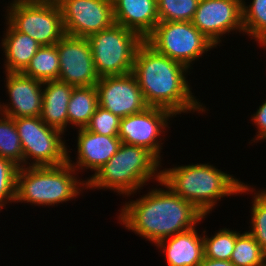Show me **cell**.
Wrapping results in <instances>:
<instances>
[{"instance_id":"13","label":"cell","mask_w":266,"mask_h":266,"mask_svg":"<svg viewBox=\"0 0 266 266\" xmlns=\"http://www.w3.org/2000/svg\"><path fill=\"white\" fill-rule=\"evenodd\" d=\"M56 46L60 63L58 80L74 87L96 86L100 77L88 39L65 34Z\"/></svg>"},{"instance_id":"25","label":"cell","mask_w":266,"mask_h":266,"mask_svg":"<svg viewBox=\"0 0 266 266\" xmlns=\"http://www.w3.org/2000/svg\"><path fill=\"white\" fill-rule=\"evenodd\" d=\"M240 231L234 229L220 228L210 237L203 231L204 257L216 260H230L236 238Z\"/></svg>"},{"instance_id":"34","label":"cell","mask_w":266,"mask_h":266,"mask_svg":"<svg viewBox=\"0 0 266 266\" xmlns=\"http://www.w3.org/2000/svg\"><path fill=\"white\" fill-rule=\"evenodd\" d=\"M30 1L59 3L61 0H30Z\"/></svg>"},{"instance_id":"3","label":"cell","mask_w":266,"mask_h":266,"mask_svg":"<svg viewBox=\"0 0 266 266\" xmlns=\"http://www.w3.org/2000/svg\"><path fill=\"white\" fill-rule=\"evenodd\" d=\"M161 181L204 216H208L223 197L239 196L240 187L244 184L233 174L208 162L164 168Z\"/></svg>"},{"instance_id":"12","label":"cell","mask_w":266,"mask_h":266,"mask_svg":"<svg viewBox=\"0 0 266 266\" xmlns=\"http://www.w3.org/2000/svg\"><path fill=\"white\" fill-rule=\"evenodd\" d=\"M58 4L67 35L88 38L115 23L112 0H61Z\"/></svg>"},{"instance_id":"26","label":"cell","mask_w":266,"mask_h":266,"mask_svg":"<svg viewBox=\"0 0 266 266\" xmlns=\"http://www.w3.org/2000/svg\"><path fill=\"white\" fill-rule=\"evenodd\" d=\"M0 157L23 167V151L14 119L0 113Z\"/></svg>"},{"instance_id":"5","label":"cell","mask_w":266,"mask_h":266,"mask_svg":"<svg viewBox=\"0 0 266 266\" xmlns=\"http://www.w3.org/2000/svg\"><path fill=\"white\" fill-rule=\"evenodd\" d=\"M78 174L68 162L57 166L19 167L14 203L53 207L73 201L87 189V181Z\"/></svg>"},{"instance_id":"30","label":"cell","mask_w":266,"mask_h":266,"mask_svg":"<svg viewBox=\"0 0 266 266\" xmlns=\"http://www.w3.org/2000/svg\"><path fill=\"white\" fill-rule=\"evenodd\" d=\"M120 121V117L98 105L85 128L100 135L118 136Z\"/></svg>"},{"instance_id":"8","label":"cell","mask_w":266,"mask_h":266,"mask_svg":"<svg viewBox=\"0 0 266 266\" xmlns=\"http://www.w3.org/2000/svg\"><path fill=\"white\" fill-rule=\"evenodd\" d=\"M158 53L178 61L190 70L204 54L217 48L192 22L159 21L145 39Z\"/></svg>"},{"instance_id":"11","label":"cell","mask_w":266,"mask_h":266,"mask_svg":"<svg viewBox=\"0 0 266 266\" xmlns=\"http://www.w3.org/2000/svg\"><path fill=\"white\" fill-rule=\"evenodd\" d=\"M192 24L216 47H221L227 34L235 31L244 35L242 0H199Z\"/></svg>"},{"instance_id":"19","label":"cell","mask_w":266,"mask_h":266,"mask_svg":"<svg viewBox=\"0 0 266 266\" xmlns=\"http://www.w3.org/2000/svg\"><path fill=\"white\" fill-rule=\"evenodd\" d=\"M74 86L60 80L43 82V105L40 118L64 134L68 130V103Z\"/></svg>"},{"instance_id":"4","label":"cell","mask_w":266,"mask_h":266,"mask_svg":"<svg viewBox=\"0 0 266 266\" xmlns=\"http://www.w3.org/2000/svg\"><path fill=\"white\" fill-rule=\"evenodd\" d=\"M161 163L149 150L122 143L109 161L87 181V190H111L125 198L133 195V198L149 181L157 185L161 180Z\"/></svg>"},{"instance_id":"32","label":"cell","mask_w":266,"mask_h":266,"mask_svg":"<svg viewBox=\"0 0 266 266\" xmlns=\"http://www.w3.org/2000/svg\"><path fill=\"white\" fill-rule=\"evenodd\" d=\"M197 266H234L230 260H216L204 257Z\"/></svg>"},{"instance_id":"18","label":"cell","mask_w":266,"mask_h":266,"mask_svg":"<svg viewBox=\"0 0 266 266\" xmlns=\"http://www.w3.org/2000/svg\"><path fill=\"white\" fill-rule=\"evenodd\" d=\"M197 226L177 233L158 242L155 246L162 251L168 266H197L204 259L203 233Z\"/></svg>"},{"instance_id":"10","label":"cell","mask_w":266,"mask_h":266,"mask_svg":"<svg viewBox=\"0 0 266 266\" xmlns=\"http://www.w3.org/2000/svg\"><path fill=\"white\" fill-rule=\"evenodd\" d=\"M174 117L166 109L149 106L141 112L121 118L118 137L124 144L149 150L162 161L164 134Z\"/></svg>"},{"instance_id":"27","label":"cell","mask_w":266,"mask_h":266,"mask_svg":"<svg viewBox=\"0 0 266 266\" xmlns=\"http://www.w3.org/2000/svg\"><path fill=\"white\" fill-rule=\"evenodd\" d=\"M251 1L242 0V22L244 35L256 41L266 34V0Z\"/></svg>"},{"instance_id":"29","label":"cell","mask_w":266,"mask_h":266,"mask_svg":"<svg viewBox=\"0 0 266 266\" xmlns=\"http://www.w3.org/2000/svg\"><path fill=\"white\" fill-rule=\"evenodd\" d=\"M18 166L6 158L0 157V211L16 198V174Z\"/></svg>"},{"instance_id":"9","label":"cell","mask_w":266,"mask_h":266,"mask_svg":"<svg viewBox=\"0 0 266 266\" xmlns=\"http://www.w3.org/2000/svg\"><path fill=\"white\" fill-rule=\"evenodd\" d=\"M23 151V167L57 166L68 161L63 132L39 117L13 118Z\"/></svg>"},{"instance_id":"22","label":"cell","mask_w":266,"mask_h":266,"mask_svg":"<svg viewBox=\"0 0 266 266\" xmlns=\"http://www.w3.org/2000/svg\"><path fill=\"white\" fill-rule=\"evenodd\" d=\"M59 68V56L55 44L41 46L22 73L41 82H47L58 80Z\"/></svg>"},{"instance_id":"1","label":"cell","mask_w":266,"mask_h":266,"mask_svg":"<svg viewBox=\"0 0 266 266\" xmlns=\"http://www.w3.org/2000/svg\"><path fill=\"white\" fill-rule=\"evenodd\" d=\"M158 186L155 189L149 188L145 195L136 200L125 201L116 219L122 227L153 245L198 226L199 222L207 218L163 181L160 180Z\"/></svg>"},{"instance_id":"31","label":"cell","mask_w":266,"mask_h":266,"mask_svg":"<svg viewBox=\"0 0 266 266\" xmlns=\"http://www.w3.org/2000/svg\"><path fill=\"white\" fill-rule=\"evenodd\" d=\"M251 122L257 128L256 135L251 138V143H258L259 141H266V99L262 102L261 105L257 108V111L251 114ZM257 126V127H256Z\"/></svg>"},{"instance_id":"6","label":"cell","mask_w":266,"mask_h":266,"mask_svg":"<svg viewBox=\"0 0 266 266\" xmlns=\"http://www.w3.org/2000/svg\"><path fill=\"white\" fill-rule=\"evenodd\" d=\"M87 39L99 77L131 73L137 49L144 42L136 32L115 23Z\"/></svg>"},{"instance_id":"17","label":"cell","mask_w":266,"mask_h":266,"mask_svg":"<svg viewBox=\"0 0 266 266\" xmlns=\"http://www.w3.org/2000/svg\"><path fill=\"white\" fill-rule=\"evenodd\" d=\"M115 24L140 35L144 40L159 22L156 0H112Z\"/></svg>"},{"instance_id":"14","label":"cell","mask_w":266,"mask_h":266,"mask_svg":"<svg viewBox=\"0 0 266 266\" xmlns=\"http://www.w3.org/2000/svg\"><path fill=\"white\" fill-rule=\"evenodd\" d=\"M98 105L120 118L146 109L148 104L131 73L100 77L96 83Z\"/></svg>"},{"instance_id":"16","label":"cell","mask_w":266,"mask_h":266,"mask_svg":"<svg viewBox=\"0 0 266 266\" xmlns=\"http://www.w3.org/2000/svg\"><path fill=\"white\" fill-rule=\"evenodd\" d=\"M77 157L75 162L72 161L70 151L68 148V163L79 173L87 171H94L86 181H88L109 159L118 151L122 141L118 136H105L87 130L86 128H79L77 130Z\"/></svg>"},{"instance_id":"21","label":"cell","mask_w":266,"mask_h":266,"mask_svg":"<svg viewBox=\"0 0 266 266\" xmlns=\"http://www.w3.org/2000/svg\"><path fill=\"white\" fill-rule=\"evenodd\" d=\"M98 106L96 86L74 87L68 103V127L85 128Z\"/></svg>"},{"instance_id":"2","label":"cell","mask_w":266,"mask_h":266,"mask_svg":"<svg viewBox=\"0 0 266 266\" xmlns=\"http://www.w3.org/2000/svg\"><path fill=\"white\" fill-rule=\"evenodd\" d=\"M188 72L191 74L185 65L158 53L144 40L137 49L132 74L148 106L166 109L174 116L203 114L209 110L193 95Z\"/></svg>"},{"instance_id":"23","label":"cell","mask_w":266,"mask_h":266,"mask_svg":"<svg viewBox=\"0 0 266 266\" xmlns=\"http://www.w3.org/2000/svg\"><path fill=\"white\" fill-rule=\"evenodd\" d=\"M255 186L249 184H243L240 187L238 194H247L250 193L252 196L251 200V219L249 220L250 226L249 233L255 238L259 243L261 249L266 253V188L255 190Z\"/></svg>"},{"instance_id":"33","label":"cell","mask_w":266,"mask_h":266,"mask_svg":"<svg viewBox=\"0 0 266 266\" xmlns=\"http://www.w3.org/2000/svg\"><path fill=\"white\" fill-rule=\"evenodd\" d=\"M258 45L265 49L266 51V34H264L262 37H260L258 40H256Z\"/></svg>"},{"instance_id":"24","label":"cell","mask_w":266,"mask_h":266,"mask_svg":"<svg viewBox=\"0 0 266 266\" xmlns=\"http://www.w3.org/2000/svg\"><path fill=\"white\" fill-rule=\"evenodd\" d=\"M230 261L234 266H266V253L246 230L237 236Z\"/></svg>"},{"instance_id":"20","label":"cell","mask_w":266,"mask_h":266,"mask_svg":"<svg viewBox=\"0 0 266 266\" xmlns=\"http://www.w3.org/2000/svg\"><path fill=\"white\" fill-rule=\"evenodd\" d=\"M1 49L5 55L3 72H23L41 45L29 35L16 31L7 21L4 22Z\"/></svg>"},{"instance_id":"28","label":"cell","mask_w":266,"mask_h":266,"mask_svg":"<svg viewBox=\"0 0 266 266\" xmlns=\"http://www.w3.org/2000/svg\"><path fill=\"white\" fill-rule=\"evenodd\" d=\"M199 0H156L159 21L192 22Z\"/></svg>"},{"instance_id":"15","label":"cell","mask_w":266,"mask_h":266,"mask_svg":"<svg viewBox=\"0 0 266 266\" xmlns=\"http://www.w3.org/2000/svg\"><path fill=\"white\" fill-rule=\"evenodd\" d=\"M8 102H0V113L11 118L39 117L43 105V82L22 72H5ZM7 103V104H6Z\"/></svg>"},{"instance_id":"7","label":"cell","mask_w":266,"mask_h":266,"mask_svg":"<svg viewBox=\"0 0 266 266\" xmlns=\"http://www.w3.org/2000/svg\"><path fill=\"white\" fill-rule=\"evenodd\" d=\"M7 5L5 21L41 46L55 45L65 35L58 3L11 0Z\"/></svg>"}]
</instances>
